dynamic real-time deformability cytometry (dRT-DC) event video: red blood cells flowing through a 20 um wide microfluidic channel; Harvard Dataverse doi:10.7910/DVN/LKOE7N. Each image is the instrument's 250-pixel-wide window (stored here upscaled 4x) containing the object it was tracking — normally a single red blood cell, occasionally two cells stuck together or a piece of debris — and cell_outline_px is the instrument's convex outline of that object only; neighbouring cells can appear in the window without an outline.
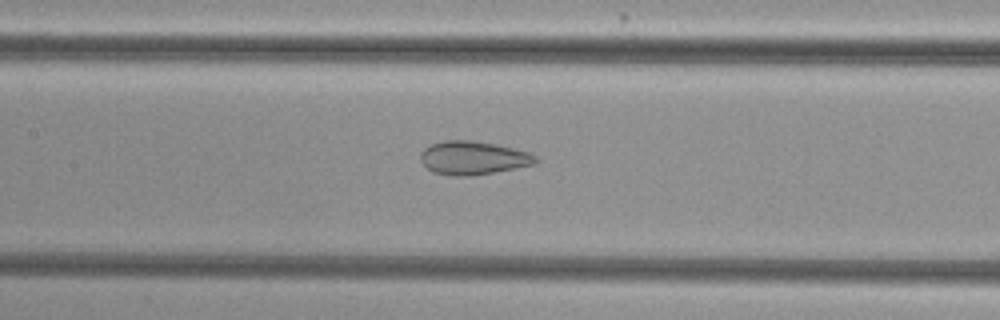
{"species": "common noctule bat (a hibernating species)", "species_latin": "Nyctalus noctula", "temperature_condition": "cold", "stored_images_in_passage": 43, "camera_frame_rate_fps": 3000, "um_per_image_px": 0.085, "animal": {"sex": "female", "body_mass_g": 29.2, "forearm_length_mm": 56.3}, "frame": {"image": 1, "passage_image": 15, "time_ms": 4.667, "image_size_px": [1000, 320], "cell_outline_px": [[536, 164], [516, 168], [468, 176], [456, 176], [432, 172], [420, 160], [420, 152], [424, 148], [432, 144], [444, 140], [468, 140], [496, 144], [528, 152], [536, 156]], "centroid_in_image_um": [40.19, 13.42], "position_along_channel_um": 167.2, "area_um2": 22.25}}
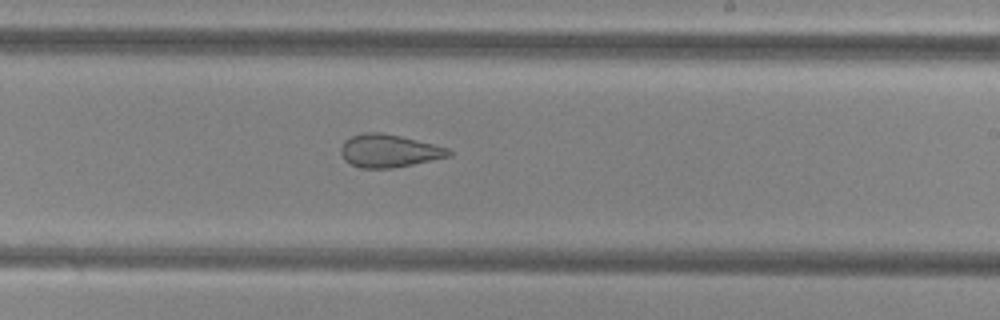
{"frame": {"image": 2, "passage_image": 22, "time_ms": 7.0, "image_size_px": [1000, 320], "cell_outline_px": [[452, 156], [392, 168], [360, 168], [344, 160], [340, 152], [340, 148], [344, 140], [352, 136], [364, 132], [380, 132], [400, 136], [448, 148], [452, 152]], "centroid_in_image_um": [33.03, 12.82], "position_along_channel_um": 256.0, "area_um2": 20.58}}
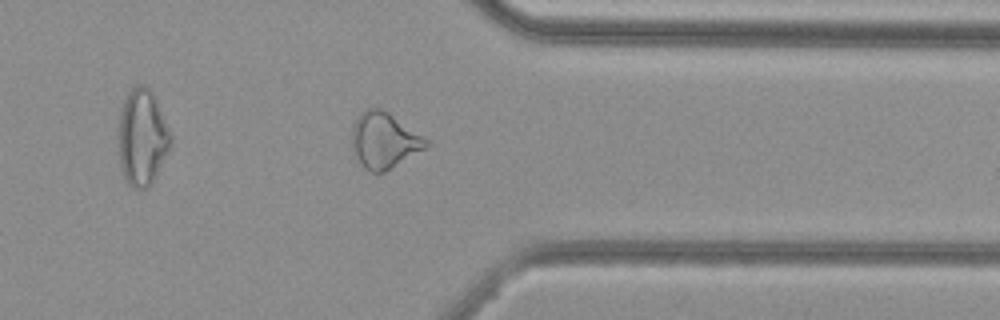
{"frame": {"image": 3, "passage_image": 32, "time_ms": 10.333, "image_size_px": [1000, 320], "cell_outline_px": [[428, 144], [424, 148], [384, 172], [372, 172], [364, 168], [360, 164], [352, 152], [352, 124], [356, 116], [360, 112], [368, 108], [380, 108], [388, 112], [424, 136], [428, 140]], "centroid_in_image_um": [32.59, 11.91], "position_along_channel_um": 378.8, "area_um2": 24.04}, "authors_computed_cell_mechanics": {"area_um2": 24.0448, "velocity_mm_per_s": 3.8146, "shape_relaxation_time_tau1_ms": null, "shape_relaxation_time_tau2_ms": 2.1614, "deformation_change_tau1": null, "deformation_change_tau2": 0.1078}}